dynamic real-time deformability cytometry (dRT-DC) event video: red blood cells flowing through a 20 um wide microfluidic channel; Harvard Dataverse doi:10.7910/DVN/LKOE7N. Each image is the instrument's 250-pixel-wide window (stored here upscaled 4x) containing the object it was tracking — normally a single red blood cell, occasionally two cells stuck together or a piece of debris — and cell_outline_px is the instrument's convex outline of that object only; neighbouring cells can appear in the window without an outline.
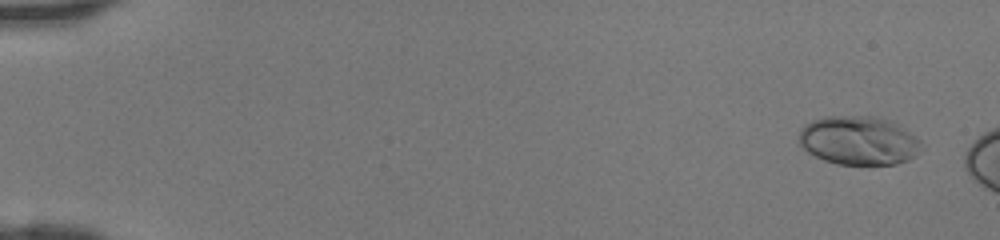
{"species": "human", "species_latin": "Homo sapiens", "temperature_condition": "room temperature", "stored_images_in_passage": 7, "camera_frame_rate_fps": 3000, "um_per_image_px": 0.085, "donor": {"sex": "female"}, "frame": {"image": 1, "passage_image": 2, "time_ms": 0.333, "image_size_px": [1000, 240], "cell_outline_px": [[924, 148], [916, 156], [908, 160], [896, 164], [836, 164], [824, 160], [800, 148], [800, 128], [804, 124], [812, 120], [824, 116], [872, 116], [892, 120], [900, 124], [916, 136], [924, 144]], "centroid_in_image_um": [73.03, 11.93], "position_along_channel_um": 12.0, "area_um2": 35.43}}